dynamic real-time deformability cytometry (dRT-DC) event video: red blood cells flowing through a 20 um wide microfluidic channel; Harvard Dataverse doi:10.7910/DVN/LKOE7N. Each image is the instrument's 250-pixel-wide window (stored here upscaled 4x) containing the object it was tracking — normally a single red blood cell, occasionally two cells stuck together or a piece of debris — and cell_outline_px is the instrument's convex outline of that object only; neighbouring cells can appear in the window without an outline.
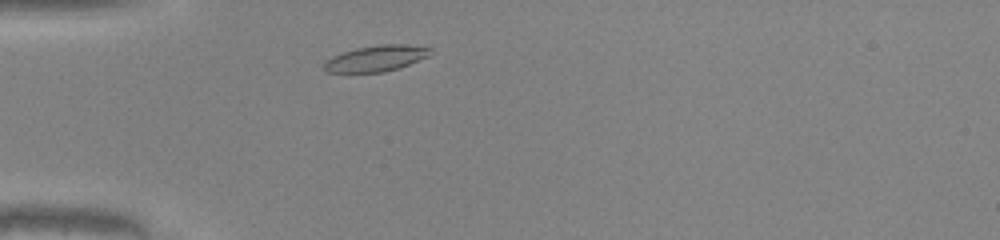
{"species": "common noctule bat (a hibernating species)", "species_latin": "Nyctalus noctula", "temperature_condition": "warm", "stored_images_in_passage": 31, "camera_frame_rate_fps": 3000, "um_per_image_px": 0.085, "animal": {"sex": "male", "body_mass_g": 20.0, "forearm_length_mm": 53.3}, "frame": {"image": 1, "passage_image": 3, "time_ms": 0.667, "image_size_px": [1000, 240], "cell_outline_px": [[432, 48], [428, 56], [400, 68], [384, 72], [328, 72], [324, 68], [324, 64], [332, 56], [356, 48], [380, 44], [404, 44]], "centroid_in_image_um": [31.99, 4.96], "position_along_channel_um": 53.0, "area_um2": 15.9}}
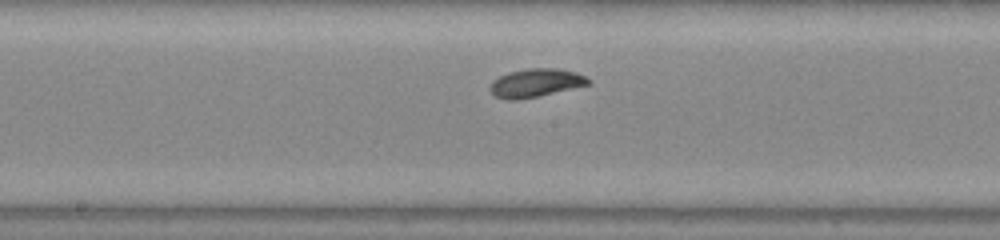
{"frame": {"image": 2, "passage_image": 15, "time_ms": 4.667, "image_size_px": [1000, 240], "cell_outline_px": [[592, 84], [520, 100], [508, 100], [496, 96], [488, 88], [492, 80], [508, 72], [528, 68], [556, 68], [576, 72], [592, 80]], "centroid_in_image_um": [45.54, 7.04], "position_along_channel_um": 202.7, "area_um2": 16.36}}
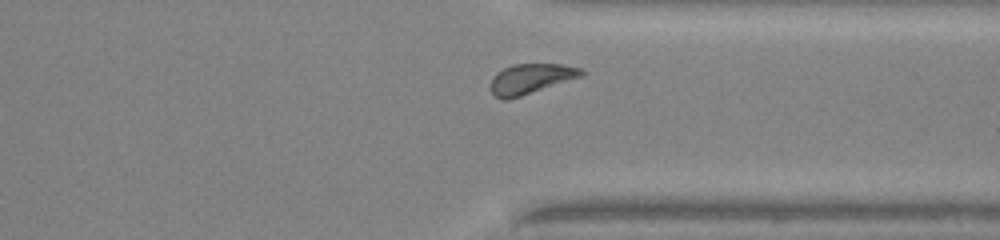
{"frame": {"image": 3, "passage_image": 27, "time_ms": 8.667, "image_size_px": [1000, 240], "cell_outline_px": [[588, 72], [584, 76], [508, 100], [500, 100], [492, 96], [488, 88], [492, 76], [496, 72], [512, 64], [560, 64], [580, 68]], "centroid_in_image_um": [45.07, 6.71], "position_along_channel_um": 366.3, "area_um2": 16.42}, "authors_computed_cell_mechanics": {"area_um2": 15.895, "velocity_mm_per_s": 4.0825, "shape_relaxation_time_tau1_ms": 4.3839, "shape_relaxation_time_tau2_ms": null, "deformation_change_tau1": 0.1939, "deformation_change_tau2": null}}